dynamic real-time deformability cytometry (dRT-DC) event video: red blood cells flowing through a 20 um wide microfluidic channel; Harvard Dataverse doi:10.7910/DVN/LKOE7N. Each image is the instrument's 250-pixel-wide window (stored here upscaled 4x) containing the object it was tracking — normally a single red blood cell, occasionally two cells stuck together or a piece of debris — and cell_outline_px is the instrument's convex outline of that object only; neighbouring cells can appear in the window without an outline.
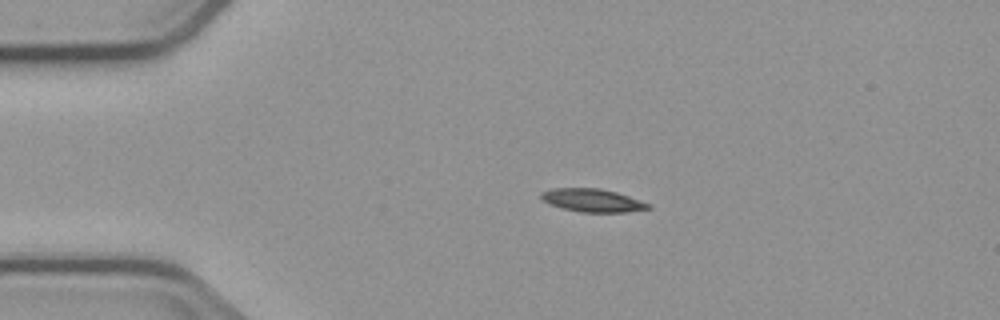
{"species": "common noctule bat (a hibernating species)", "species_latin": "Nyctalus noctula", "temperature_condition": "cold", "stored_images_in_passage": 4, "camera_frame_rate_fps": 3000, "um_per_image_px": 0.085, "animal": {"sex": "male", "body_mass_g": 23.1, "forearm_length_mm": 52.7}, "frame": {"image": 1, "passage_image": 3, "time_ms": 2.333, "image_size_px": [1000, 320], "cell_outline_px": [[652, 208], [628, 212], [580, 212], [548, 204], [540, 196], [540, 192], [552, 188], [600, 188], [616, 192], [652, 204]], "centroid_in_image_um": [50.38, 17.03], "position_along_channel_um": 34.6, "area_um2": 14.45}}